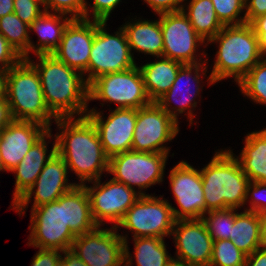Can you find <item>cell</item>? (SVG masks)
<instances>
[{
    "instance_id": "6da1fadb",
    "label": "cell",
    "mask_w": 266,
    "mask_h": 266,
    "mask_svg": "<svg viewBox=\"0 0 266 266\" xmlns=\"http://www.w3.org/2000/svg\"><path fill=\"white\" fill-rule=\"evenodd\" d=\"M73 119V120H72ZM61 133L56 134V152L64 159L68 169L80 179L93 182L109 170V157L105 154L96 127L87 117L57 118L54 120Z\"/></svg>"
},
{
    "instance_id": "7a4b0ae2",
    "label": "cell",
    "mask_w": 266,
    "mask_h": 266,
    "mask_svg": "<svg viewBox=\"0 0 266 266\" xmlns=\"http://www.w3.org/2000/svg\"><path fill=\"white\" fill-rule=\"evenodd\" d=\"M39 63L27 60L39 73L45 102L57 118L86 116L88 113V88L86 78L52 54H38ZM37 64V65H36ZM82 114V115H81Z\"/></svg>"
},
{
    "instance_id": "3957f363",
    "label": "cell",
    "mask_w": 266,
    "mask_h": 266,
    "mask_svg": "<svg viewBox=\"0 0 266 266\" xmlns=\"http://www.w3.org/2000/svg\"><path fill=\"white\" fill-rule=\"evenodd\" d=\"M233 155L231 150L216 152L210 163L200 171L206 213L226 208L238 209L247 202L250 180Z\"/></svg>"
},
{
    "instance_id": "277c9868",
    "label": "cell",
    "mask_w": 266,
    "mask_h": 266,
    "mask_svg": "<svg viewBox=\"0 0 266 266\" xmlns=\"http://www.w3.org/2000/svg\"><path fill=\"white\" fill-rule=\"evenodd\" d=\"M208 42L219 43L210 84L233 76L239 83L262 59L258 38L250 24L223 26Z\"/></svg>"
},
{
    "instance_id": "5b68a950",
    "label": "cell",
    "mask_w": 266,
    "mask_h": 266,
    "mask_svg": "<svg viewBox=\"0 0 266 266\" xmlns=\"http://www.w3.org/2000/svg\"><path fill=\"white\" fill-rule=\"evenodd\" d=\"M7 102L14 120L35 121L48 129L52 118L56 120L45 102L39 73L27 59L8 69Z\"/></svg>"
},
{
    "instance_id": "8992f818",
    "label": "cell",
    "mask_w": 266,
    "mask_h": 266,
    "mask_svg": "<svg viewBox=\"0 0 266 266\" xmlns=\"http://www.w3.org/2000/svg\"><path fill=\"white\" fill-rule=\"evenodd\" d=\"M106 22L95 20V35L88 63V85L96 78L136 66L122 27L115 35L106 32Z\"/></svg>"
},
{
    "instance_id": "52a82bcc",
    "label": "cell",
    "mask_w": 266,
    "mask_h": 266,
    "mask_svg": "<svg viewBox=\"0 0 266 266\" xmlns=\"http://www.w3.org/2000/svg\"><path fill=\"white\" fill-rule=\"evenodd\" d=\"M88 100L114 102L117 108L139 109L151 104L140 68L109 73L94 79L88 88Z\"/></svg>"
},
{
    "instance_id": "ba28073f",
    "label": "cell",
    "mask_w": 266,
    "mask_h": 266,
    "mask_svg": "<svg viewBox=\"0 0 266 266\" xmlns=\"http://www.w3.org/2000/svg\"><path fill=\"white\" fill-rule=\"evenodd\" d=\"M30 221L29 246L60 253L70 250L76 236L65 224L64 194L57 201L32 208Z\"/></svg>"
},
{
    "instance_id": "9c48e42d",
    "label": "cell",
    "mask_w": 266,
    "mask_h": 266,
    "mask_svg": "<svg viewBox=\"0 0 266 266\" xmlns=\"http://www.w3.org/2000/svg\"><path fill=\"white\" fill-rule=\"evenodd\" d=\"M167 153L136 152L133 150L109 158L108 173L129 188L141 190L163 181Z\"/></svg>"
},
{
    "instance_id": "30bf717a",
    "label": "cell",
    "mask_w": 266,
    "mask_h": 266,
    "mask_svg": "<svg viewBox=\"0 0 266 266\" xmlns=\"http://www.w3.org/2000/svg\"><path fill=\"white\" fill-rule=\"evenodd\" d=\"M176 222L172 205L152 195H142L126 212L116 228L124 227L136 237H161L172 234Z\"/></svg>"
},
{
    "instance_id": "8fae6325",
    "label": "cell",
    "mask_w": 266,
    "mask_h": 266,
    "mask_svg": "<svg viewBox=\"0 0 266 266\" xmlns=\"http://www.w3.org/2000/svg\"><path fill=\"white\" fill-rule=\"evenodd\" d=\"M179 132L176 122L156 102L137 109L132 150L136 152L169 153L163 144Z\"/></svg>"
},
{
    "instance_id": "7c38bea8",
    "label": "cell",
    "mask_w": 266,
    "mask_h": 266,
    "mask_svg": "<svg viewBox=\"0 0 266 266\" xmlns=\"http://www.w3.org/2000/svg\"><path fill=\"white\" fill-rule=\"evenodd\" d=\"M93 183V187H87L86 184L84 186L90 198L92 217L98 226L106 220L115 223L113 227L116 228L128 209L142 195H147L113 178L104 184H101L100 179Z\"/></svg>"
},
{
    "instance_id": "4fadbf2b",
    "label": "cell",
    "mask_w": 266,
    "mask_h": 266,
    "mask_svg": "<svg viewBox=\"0 0 266 266\" xmlns=\"http://www.w3.org/2000/svg\"><path fill=\"white\" fill-rule=\"evenodd\" d=\"M163 35V55L182 64H197L195 57L199 44L205 43L183 11L159 14ZM199 43V44H198Z\"/></svg>"
},
{
    "instance_id": "5bb4252c",
    "label": "cell",
    "mask_w": 266,
    "mask_h": 266,
    "mask_svg": "<svg viewBox=\"0 0 266 266\" xmlns=\"http://www.w3.org/2000/svg\"><path fill=\"white\" fill-rule=\"evenodd\" d=\"M175 201L180 207H172L176 220L201 219L206 214V203L200 170L186 161L179 162L169 174Z\"/></svg>"
},
{
    "instance_id": "9a60e30c",
    "label": "cell",
    "mask_w": 266,
    "mask_h": 266,
    "mask_svg": "<svg viewBox=\"0 0 266 266\" xmlns=\"http://www.w3.org/2000/svg\"><path fill=\"white\" fill-rule=\"evenodd\" d=\"M114 229V230H113ZM117 228L101 229L78 235L70 251L87 266H118L124 260V240Z\"/></svg>"
},
{
    "instance_id": "2e32d148",
    "label": "cell",
    "mask_w": 266,
    "mask_h": 266,
    "mask_svg": "<svg viewBox=\"0 0 266 266\" xmlns=\"http://www.w3.org/2000/svg\"><path fill=\"white\" fill-rule=\"evenodd\" d=\"M86 116L96 127L104 152L109 158L132 150L137 109L116 108L106 121L103 120L101 113L93 108L88 110Z\"/></svg>"
},
{
    "instance_id": "e0dca14e",
    "label": "cell",
    "mask_w": 266,
    "mask_h": 266,
    "mask_svg": "<svg viewBox=\"0 0 266 266\" xmlns=\"http://www.w3.org/2000/svg\"><path fill=\"white\" fill-rule=\"evenodd\" d=\"M67 170L68 167L64 159L55 152L43 167L35 183L12 205L13 210L16 209L19 214H23L25 212L24 208L27 207L33 193H35V197L32 208L57 201L63 194L77 185L68 183Z\"/></svg>"
},
{
    "instance_id": "ac0fdd59",
    "label": "cell",
    "mask_w": 266,
    "mask_h": 266,
    "mask_svg": "<svg viewBox=\"0 0 266 266\" xmlns=\"http://www.w3.org/2000/svg\"><path fill=\"white\" fill-rule=\"evenodd\" d=\"M176 257L191 266H209L213 239L202 219L176 220L172 234Z\"/></svg>"
},
{
    "instance_id": "d6986e66",
    "label": "cell",
    "mask_w": 266,
    "mask_h": 266,
    "mask_svg": "<svg viewBox=\"0 0 266 266\" xmlns=\"http://www.w3.org/2000/svg\"><path fill=\"white\" fill-rule=\"evenodd\" d=\"M94 35L95 20L73 19L65 28L61 42L52 55L86 75Z\"/></svg>"
},
{
    "instance_id": "ffe728a7",
    "label": "cell",
    "mask_w": 266,
    "mask_h": 266,
    "mask_svg": "<svg viewBox=\"0 0 266 266\" xmlns=\"http://www.w3.org/2000/svg\"><path fill=\"white\" fill-rule=\"evenodd\" d=\"M49 129L35 121L13 120L0 131V166L12 171Z\"/></svg>"
},
{
    "instance_id": "44dd1931",
    "label": "cell",
    "mask_w": 266,
    "mask_h": 266,
    "mask_svg": "<svg viewBox=\"0 0 266 266\" xmlns=\"http://www.w3.org/2000/svg\"><path fill=\"white\" fill-rule=\"evenodd\" d=\"M206 61L207 60H205L203 63H197V64H183L181 67H180V69H179V72H178V74H177V77H176V79L174 80V82H173V84L171 85V87H170V89L163 95V96H161L157 101H156V103L165 111V112H167L176 122H178V119H177V115H178V113L179 114H182L183 112H185V110H187V109H189V111H188V117H190L189 119V122L192 124V121H193V117H194V115H193V112H192V108L193 107H196V105H197V102H195V98L193 99V97H192V94L196 97V95L198 94V96H199V92H200V90H199V88H201L200 86H199V80H200V70H201V66H202V74L204 75V76H206L205 75V73H206V67L207 66H205L206 65ZM205 64V65H204ZM194 69V70H193ZM192 70H193V72H194V77H192ZM191 77L193 78V80L192 81H194V82H196V84L198 85V86H196V90H195V92H192V94L190 93V91H191V89H190V86H187L188 85V83L190 82V79H191ZM185 78H187L186 80V86L188 87L187 88V91H186V96H184V97H182L183 96V93H184V90H186V87L184 88V87H181V82H182V80L183 79H185ZM190 85V84H189ZM182 88V89H181ZM184 89V90H183ZM180 90H183L182 91V96H180L181 97V100L178 98L177 99V93H179L180 92ZM195 93H197V94H195ZM179 95H180V93H179ZM185 95V94H184ZM187 97V98H186ZM192 100H194L193 102H192ZM171 101H175L176 102V104L178 103V107H173V108H171L170 107V103H172ZM192 107V108H191ZM171 108V109H170ZM174 110V111H173Z\"/></svg>"
},
{
    "instance_id": "7402d4cb",
    "label": "cell",
    "mask_w": 266,
    "mask_h": 266,
    "mask_svg": "<svg viewBox=\"0 0 266 266\" xmlns=\"http://www.w3.org/2000/svg\"><path fill=\"white\" fill-rule=\"evenodd\" d=\"M52 137L49 129L37 142L33 144L24 158L11 171L16 173L15 192L12 204L16 203L29 188L35 183L50 157L56 152L55 143L47 156V145L45 139ZM47 156V158H46Z\"/></svg>"
},
{
    "instance_id": "603a6c76",
    "label": "cell",
    "mask_w": 266,
    "mask_h": 266,
    "mask_svg": "<svg viewBox=\"0 0 266 266\" xmlns=\"http://www.w3.org/2000/svg\"><path fill=\"white\" fill-rule=\"evenodd\" d=\"M65 224L75 235H83L95 230V223L91 213V203L84 185H77L64 194Z\"/></svg>"
},
{
    "instance_id": "cb8c5ba5",
    "label": "cell",
    "mask_w": 266,
    "mask_h": 266,
    "mask_svg": "<svg viewBox=\"0 0 266 266\" xmlns=\"http://www.w3.org/2000/svg\"><path fill=\"white\" fill-rule=\"evenodd\" d=\"M65 15L45 11L29 25V31L34 30L40 37V42L36 46L30 42L29 53L30 51L36 55L53 53L61 42L65 28L73 20L72 17H65Z\"/></svg>"
},
{
    "instance_id": "d4e9b609",
    "label": "cell",
    "mask_w": 266,
    "mask_h": 266,
    "mask_svg": "<svg viewBox=\"0 0 266 266\" xmlns=\"http://www.w3.org/2000/svg\"><path fill=\"white\" fill-rule=\"evenodd\" d=\"M182 65L180 62L161 57L159 61L139 67L151 102H156L170 89Z\"/></svg>"
},
{
    "instance_id": "484cf974",
    "label": "cell",
    "mask_w": 266,
    "mask_h": 266,
    "mask_svg": "<svg viewBox=\"0 0 266 266\" xmlns=\"http://www.w3.org/2000/svg\"><path fill=\"white\" fill-rule=\"evenodd\" d=\"M126 33L129 47L144 54L157 56L163 55V35L160 21L144 20L128 22L122 27Z\"/></svg>"
},
{
    "instance_id": "4316f807",
    "label": "cell",
    "mask_w": 266,
    "mask_h": 266,
    "mask_svg": "<svg viewBox=\"0 0 266 266\" xmlns=\"http://www.w3.org/2000/svg\"><path fill=\"white\" fill-rule=\"evenodd\" d=\"M236 159L250 181L266 182V128L247 135Z\"/></svg>"
},
{
    "instance_id": "83f0119b",
    "label": "cell",
    "mask_w": 266,
    "mask_h": 266,
    "mask_svg": "<svg viewBox=\"0 0 266 266\" xmlns=\"http://www.w3.org/2000/svg\"><path fill=\"white\" fill-rule=\"evenodd\" d=\"M230 240L246 256L262 247L259 214L245 210L236 213Z\"/></svg>"
},
{
    "instance_id": "f1b7e54d",
    "label": "cell",
    "mask_w": 266,
    "mask_h": 266,
    "mask_svg": "<svg viewBox=\"0 0 266 266\" xmlns=\"http://www.w3.org/2000/svg\"><path fill=\"white\" fill-rule=\"evenodd\" d=\"M188 12L182 9L183 13L188 17L195 32L208 41L219 33L223 24L219 21L213 3L211 0H191Z\"/></svg>"
},
{
    "instance_id": "f546056e",
    "label": "cell",
    "mask_w": 266,
    "mask_h": 266,
    "mask_svg": "<svg viewBox=\"0 0 266 266\" xmlns=\"http://www.w3.org/2000/svg\"><path fill=\"white\" fill-rule=\"evenodd\" d=\"M133 239L137 266H166L172 258L168 255L161 237H133Z\"/></svg>"
},
{
    "instance_id": "4dcf8cb0",
    "label": "cell",
    "mask_w": 266,
    "mask_h": 266,
    "mask_svg": "<svg viewBox=\"0 0 266 266\" xmlns=\"http://www.w3.org/2000/svg\"><path fill=\"white\" fill-rule=\"evenodd\" d=\"M29 25L21 21L13 12L0 18V33L8 43L22 56L28 59L31 42L28 31Z\"/></svg>"
},
{
    "instance_id": "1f68e13d",
    "label": "cell",
    "mask_w": 266,
    "mask_h": 266,
    "mask_svg": "<svg viewBox=\"0 0 266 266\" xmlns=\"http://www.w3.org/2000/svg\"><path fill=\"white\" fill-rule=\"evenodd\" d=\"M245 96L254 102L266 104V59H261L238 83Z\"/></svg>"
},
{
    "instance_id": "d6a6232c",
    "label": "cell",
    "mask_w": 266,
    "mask_h": 266,
    "mask_svg": "<svg viewBox=\"0 0 266 266\" xmlns=\"http://www.w3.org/2000/svg\"><path fill=\"white\" fill-rule=\"evenodd\" d=\"M236 209H221L207 212L201 218L205 223L207 231L211 235L213 241L230 239L232 227L236 216Z\"/></svg>"
},
{
    "instance_id": "836d02e7",
    "label": "cell",
    "mask_w": 266,
    "mask_h": 266,
    "mask_svg": "<svg viewBox=\"0 0 266 266\" xmlns=\"http://www.w3.org/2000/svg\"><path fill=\"white\" fill-rule=\"evenodd\" d=\"M246 255L230 239L213 241L209 266H244Z\"/></svg>"
},
{
    "instance_id": "e575fe53",
    "label": "cell",
    "mask_w": 266,
    "mask_h": 266,
    "mask_svg": "<svg viewBox=\"0 0 266 266\" xmlns=\"http://www.w3.org/2000/svg\"><path fill=\"white\" fill-rule=\"evenodd\" d=\"M219 21L224 26L242 25L245 16L238 18L245 8V0H211Z\"/></svg>"
},
{
    "instance_id": "d590c367",
    "label": "cell",
    "mask_w": 266,
    "mask_h": 266,
    "mask_svg": "<svg viewBox=\"0 0 266 266\" xmlns=\"http://www.w3.org/2000/svg\"><path fill=\"white\" fill-rule=\"evenodd\" d=\"M44 11L53 9L55 13H69L73 19L89 20V10L86 0H42Z\"/></svg>"
},
{
    "instance_id": "8d00e7d4",
    "label": "cell",
    "mask_w": 266,
    "mask_h": 266,
    "mask_svg": "<svg viewBox=\"0 0 266 266\" xmlns=\"http://www.w3.org/2000/svg\"><path fill=\"white\" fill-rule=\"evenodd\" d=\"M39 5H43L42 0H14V13L21 21L30 25L45 12L40 9L41 6Z\"/></svg>"
},
{
    "instance_id": "74e56055",
    "label": "cell",
    "mask_w": 266,
    "mask_h": 266,
    "mask_svg": "<svg viewBox=\"0 0 266 266\" xmlns=\"http://www.w3.org/2000/svg\"><path fill=\"white\" fill-rule=\"evenodd\" d=\"M263 192H265V194H266V182L250 181V183L247 187L246 199H248L249 196L251 195L252 201H250V204H251L250 208L245 209V210L253 211V212H256L258 214L265 212L266 211V202H265L264 198L266 196H262Z\"/></svg>"
},
{
    "instance_id": "f35d334b",
    "label": "cell",
    "mask_w": 266,
    "mask_h": 266,
    "mask_svg": "<svg viewBox=\"0 0 266 266\" xmlns=\"http://www.w3.org/2000/svg\"><path fill=\"white\" fill-rule=\"evenodd\" d=\"M22 59V56L0 33V70H8L16 66Z\"/></svg>"
},
{
    "instance_id": "ab89813d",
    "label": "cell",
    "mask_w": 266,
    "mask_h": 266,
    "mask_svg": "<svg viewBox=\"0 0 266 266\" xmlns=\"http://www.w3.org/2000/svg\"><path fill=\"white\" fill-rule=\"evenodd\" d=\"M62 255L59 250L40 249L35 254L31 266H59Z\"/></svg>"
},
{
    "instance_id": "60d3db41",
    "label": "cell",
    "mask_w": 266,
    "mask_h": 266,
    "mask_svg": "<svg viewBox=\"0 0 266 266\" xmlns=\"http://www.w3.org/2000/svg\"><path fill=\"white\" fill-rule=\"evenodd\" d=\"M121 0H94L93 20L107 22L111 11L120 3Z\"/></svg>"
},
{
    "instance_id": "b9f144b4",
    "label": "cell",
    "mask_w": 266,
    "mask_h": 266,
    "mask_svg": "<svg viewBox=\"0 0 266 266\" xmlns=\"http://www.w3.org/2000/svg\"><path fill=\"white\" fill-rule=\"evenodd\" d=\"M149 7H151L154 12L158 15L162 13L178 12L184 9L181 4L185 0H144ZM181 4V5H179Z\"/></svg>"
},
{
    "instance_id": "7bdbcfd3",
    "label": "cell",
    "mask_w": 266,
    "mask_h": 266,
    "mask_svg": "<svg viewBox=\"0 0 266 266\" xmlns=\"http://www.w3.org/2000/svg\"><path fill=\"white\" fill-rule=\"evenodd\" d=\"M246 23L250 24L255 18L266 14V0H245Z\"/></svg>"
},
{
    "instance_id": "ee69618b",
    "label": "cell",
    "mask_w": 266,
    "mask_h": 266,
    "mask_svg": "<svg viewBox=\"0 0 266 266\" xmlns=\"http://www.w3.org/2000/svg\"><path fill=\"white\" fill-rule=\"evenodd\" d=\"M244 266H266V248H259L246 256Z\"/></svg>"
},
{
    "instance_id": "f6af8a7d",
    "label": "cell",
    "mask_w": 266,
    "mask_h": 266,
    "mask_svg": "<svg viewBox=\"0 0 266 266\" xmlns=\"http://www.w3.org/2000/svg\"><path fill=\"white\" fill-rule=\"evenodd\" d=\"M13 120L7 99L0 100V131L7 127Z\"/></svg>"
},
{
    "instance_id": "bcb514c9",
    "label": "cell",
    "mask_w": 266,
    "mask_h": 266,
    "mask_svg": "<svg viewBox=\"0 0 266 266\" xmlns=\"http://www.w3.org/2000/svg\"><path fill=\"white\" fill-rule=\"evenodd\" d=\"M64 256L61 258L59 266H87L70 250L64 251Z\"/></svg>"
},
{
    "instance_id": "7dc6e473",
    "label": "cell",
    "mask_w": 266,
    "mask_h": 266,
    "mask_svg": "<svg viewBox=\"0 0 266 266\" xmlns=\"http://www.w3.org/2000/svg\"><path fill=\"white\" fill-rule=\"evenodd\" d=\"M250 25L255 34H266V14L255 18Z\"/></svg>"
},
{
    "instance_id": "c3c4849f",
    "label": "cell",
    "mask_w": 266,
    "mask_h": 266,
    "mask_svg": "<svg viewBox=\"0 0 266 266\" xmlns=\"http://www.w3.org/2000/svg\"><path fill=\"white\" fill-rule=\"evenodd\" d=\"M8 70H0V100L7 99Z\"/></svg>"
},
{
    "instance_id": "681fc988",
    "label": "cell",
    "mask_w": 266,
    "mask_h": 266,
    "mask_svg": "<svg viewBox=\"0 0 266 266\" xmlns=\"http://www.w3.org/2000/svg\"><path fill=\"white\" fill-rule=\"evenodd\" d=\"M14 0H0V18L14 12Z\"/></svg>"
},
{
    "instance_id": "f907efd6",
    "label": "cell",
    "mask_w": 266,
    "mask_h": 266,
    "mask_svg": "<svg viewBox=\"0 0 266 266\" xmlns=\"http://www.w3.org/2000/svg\"><path fill=\"white\" fill-rule=\"evenodd\" d=\"M261 223V244L266 248V211L259 214Z\"/></svg>"
},
{
    "instance_id": "816d5d0a",
    "label": "cell",
    "mask_w": 266,
    "mask_h": 266,
    "mask_svg": "<svg viewBox=\"0 0 266 266\" xmlns=\"http://www.w3.org/2000/svg\"><path fill=\"white\" fill-rule=\"evenodd\" d=\"M121 238L125 241L124 242V260L122 263H120L118 266H132V259H131V254L129 253V249H128V243H127V237L120 235ZM125 263V264H124Z\"/></svg>"
},
{
    "instance_id": "f5cc1de1",
    "label": "cell",
    "mask_w": 266,
    "mask_h": 266,
    "mask_svg": "<svg viewBox=\"0 0 266 266\" xmlns=\"http://www.w3.org/2000/svg\"><path fill=\"white\" fill-rule=\"evenodd\" d=\"M258 38L259 52L262 59H265L266 55V34H255Z\"/></svg>"
},
{
    "instance_id": "db71d44e",
    "label": "cell",
    "mask_w": 266,
    "mask_h": 266,
    "mask_svg": "<svg viewBox=\"0 0 266 266\" xmlns=\"http://www.w3.org/2000/svg\"><path fill=\"white\" fill-rule=\"evenodd\" d=\"M166 266H191L178 258H171Z\"/></svg>"
}]
</instances>
